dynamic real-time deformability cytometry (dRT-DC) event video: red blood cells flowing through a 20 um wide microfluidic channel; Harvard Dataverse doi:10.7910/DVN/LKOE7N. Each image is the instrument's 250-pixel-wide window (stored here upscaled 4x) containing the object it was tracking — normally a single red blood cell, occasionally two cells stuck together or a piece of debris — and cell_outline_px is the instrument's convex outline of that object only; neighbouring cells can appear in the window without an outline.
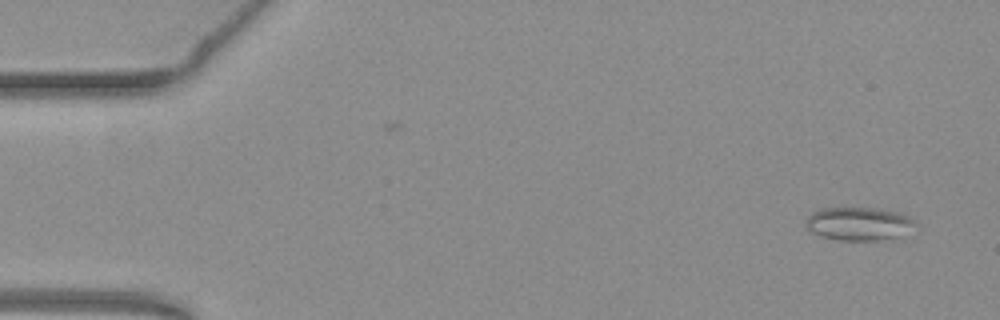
{"species": "common noctule bat (a hibernating species)", "species_latin": "Nyctalus noctula", "temperature_condition": "warm", "stored_images_in_passage": 53, "camera_frame_rate_fps": 3000, "um_per_image_px": 0.085, "animal": {"sex": "female", "body_mass_g": 19.3, "forearm_length_mm": 54.1}, "frame": {"image": 1, "passage_image": 2, "time_ms": 0.333, "image_size_px": [1000, 320], "cell_outline_px": [[920, 228], [896, 236], [876, 240], [840, 240], [820, 236], [812, 232], [804, 224], [808, 216], [812, 212], [820, 208], [840, 204], [876, 208], [900, 212], [916, 220], [920, 224]], "centroid_in_image_um": [73.02, 18.95], "position_along_channel_um": 12.0, "area_um2": 22.31}}
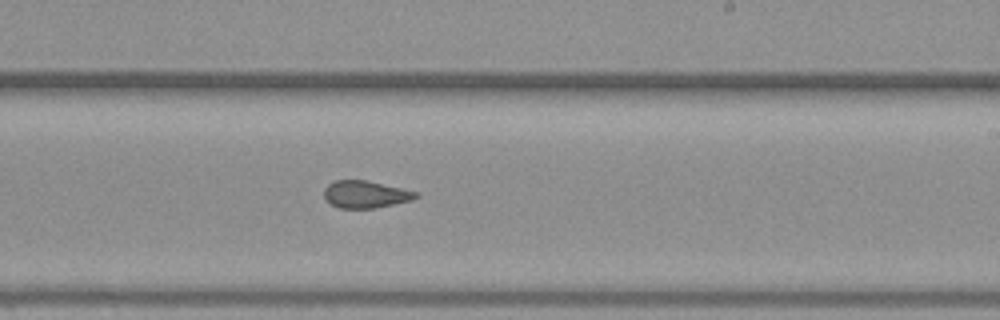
{"frame": {"image": 2, "passage_image": 31, "time_ms": 10.0, "image_size_px": [1000, 320], "cell_outline_px": [[420, 196], [412, 200], [372, 208], [340, 208], [332, 204], [324, 196], [324, 188], [328, 184], [336, 180], [368, 180], [420, 192]], "centroid_in_image_um": [31.11, 16.5], "position_along_channel_um": 257.9, "area_um2": 14.57}}
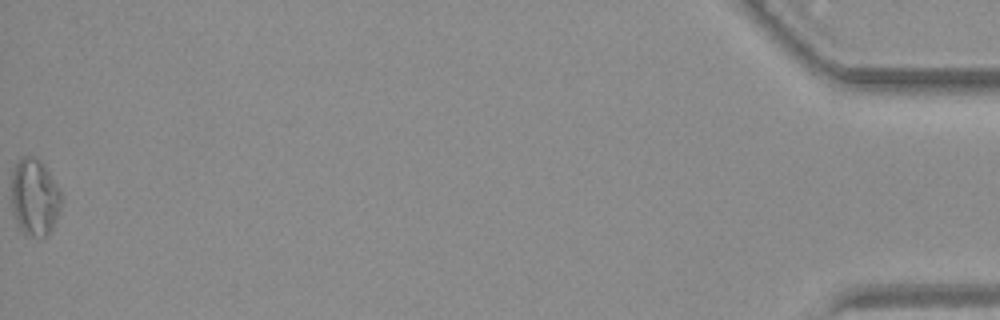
{"frame": {"image": 3, "passage_image": 53, "time_ms": 17.333, "image_size_px": [1000, 320], "cell_outline_px": [[60, 208], [52, 228], [48, 236], [32, 236], [24, 232], [20, 228], [12, 212], [12, 172], [16, 164], [24, 156], [36, 156], [44, 164], [60, 188]], "centroid_in_image_um": [2.94, 16.74], "position_along_channel_um": 432.3, "area_um2": 22.25}, "authors_computed_cell_mechanics": {"area_um2": 15.9528, "velocity_mm_per_s": 3.8271, "shape_relaxation_time_tau1_ms": null, "shape_relaxation_time_tau2_ms": 1.296, "deformation_change_tau1": null, "deformation_change_tau2": 0.0846}}